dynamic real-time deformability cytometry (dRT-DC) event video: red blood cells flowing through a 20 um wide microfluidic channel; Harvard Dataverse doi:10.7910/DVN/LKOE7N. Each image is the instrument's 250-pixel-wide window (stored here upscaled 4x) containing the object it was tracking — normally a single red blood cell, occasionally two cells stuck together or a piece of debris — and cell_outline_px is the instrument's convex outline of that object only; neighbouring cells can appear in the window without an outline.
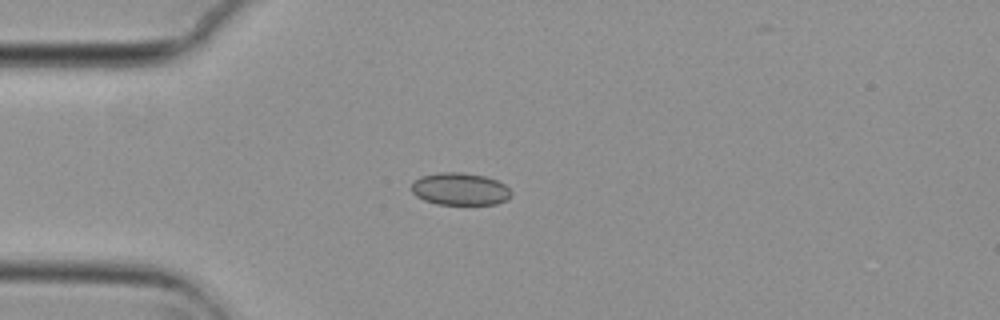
{"species": "common noctule bat (a hibernating species)", "species_latin": "Nyctalus noctula", "temperature_condition": "cold", "stored_images_in_passage": 7, "camera_frame_rate_fps": 3000, "um_per_image_px": 0.085, "animal": {"sex": "female", "body_mass_g": 29.2, "forearm_length_mm": 56.3}, "frame": {"image": 1, "passage_image": 4, "time_ms": 1.0, "image_size_px": [1000, 320], "cell_outline_px": [[512, 196], [508, 200], [496, 204], [436, 204], [424, 200], [416, 196], [412, 192], [412, 180], [420, 176], [440, 172], [460, 172], [484, 176], [496, 180], [504, 184], [512, 192]], "centroid_in_image_um": [39.09, 16.07], "position_along_channel_um": 45.9, "area_um2": 18.96}}
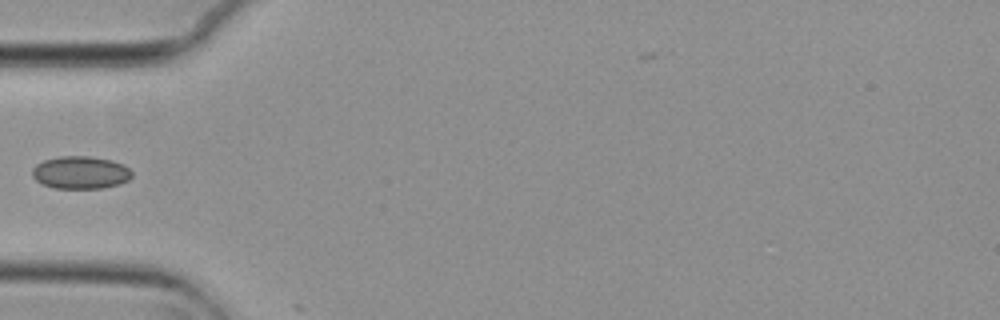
{"frame": {"image": 2, "passage_image": 5, "time_ms": 1.333, "image_size_px": [1000, 320], "cell_outline_px": [[132, 176], [128, 180], [120, 184], [100, 188], [56, 188], [44, 184], [36, 180], [32, 176], [32, 168], [36, 164], [44, 160], [60, 156], [92, 156], [112, 160], [124, 164], [132, 172]], "centroid_in_image_um": [6.86, 14.65], "position_along_channel_um": 78.1, "area_um2": 19.02}}
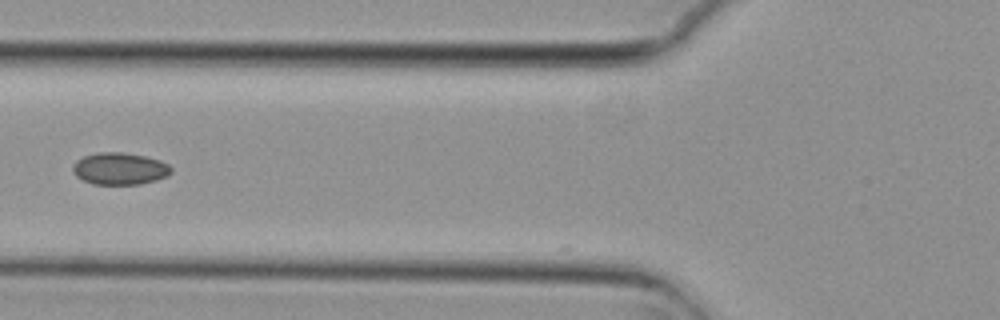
{"frame": {"image": 3, "passage_image": 6, "time_ms": 1.667, "image_size_px": [1000, 320], "cell_outline_px": [[172, 172], [168, 176], [156, 180], [140, 184], [92, 184], [76, 176], [72, 172], [72, 168], [76, 160], [84, 156], [100, 152], [124, 152], [144, 156], [160, 160], [168, 164], [172, 168]], "centroid_in_image_um": [10.19, 14.33], "position_along_channel_um": 115.6, "area_um2": 18.44}}